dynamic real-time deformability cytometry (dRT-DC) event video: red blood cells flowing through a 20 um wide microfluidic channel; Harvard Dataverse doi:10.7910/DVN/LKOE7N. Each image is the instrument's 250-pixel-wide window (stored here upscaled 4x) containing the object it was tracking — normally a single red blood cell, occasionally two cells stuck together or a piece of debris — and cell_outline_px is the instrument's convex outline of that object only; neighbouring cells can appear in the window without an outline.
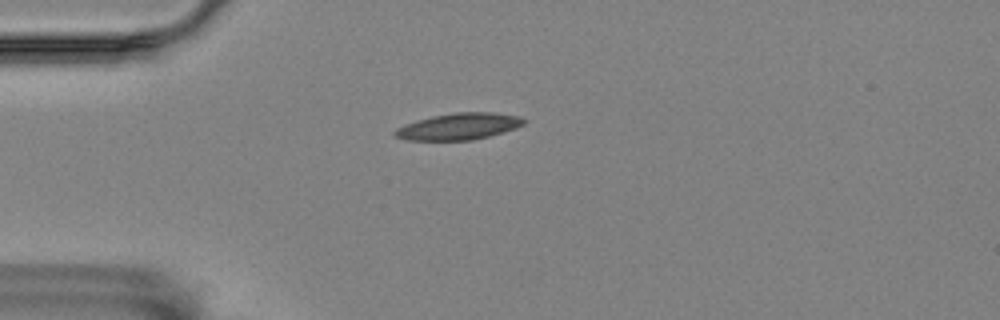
{"species": "Egyptian fruit bat (a non-hibernating species)", "species_latin": "Rousettus aegyptiacus", "temperature_condition": "room temperature", "stored_images_in_passage": 43, "camera_frame_rate_fps": 3000, "um_per_image_px": 0.085, "animal": {"sex": "female"}, "frame": {"image": 1, "passage_image": 1, "time_ms": 0.0, "image_size_px": [1000, 320], "cell_outline_px": [[528, 120], [524, 124], [516, 128], [488, 136], [472, 140], [404, 140], [396, 136], [392, 132], [396, 128], [404, 124], [416, 120], [432, 116], [456, 112], [492, 112], [520, 116]], "centroid_in_image_um": [38.99, 10.74], "position_along_channel_um": 46.0, "area_um2": 20.06}}
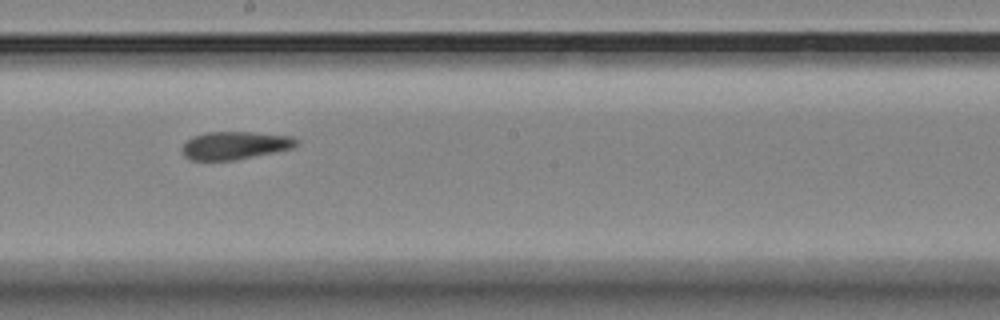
{"frame": {"image": 2, "passage_image": 18, "time_ms": 5.667, "image_size_px": [1000, 320], "cell_outline_px": [[300, 144], [292, 148], [276, 152], [236, 160], [192, 160], [184, 156], [180, 152], [180, 148], [192, 136], [204, 132], [252, 132], [292, 136], [300, 140]], "centroid_in_image_um": [19.98, 12.36], "position_along_channel_um": 228.2, "area_um2": 18.9}}
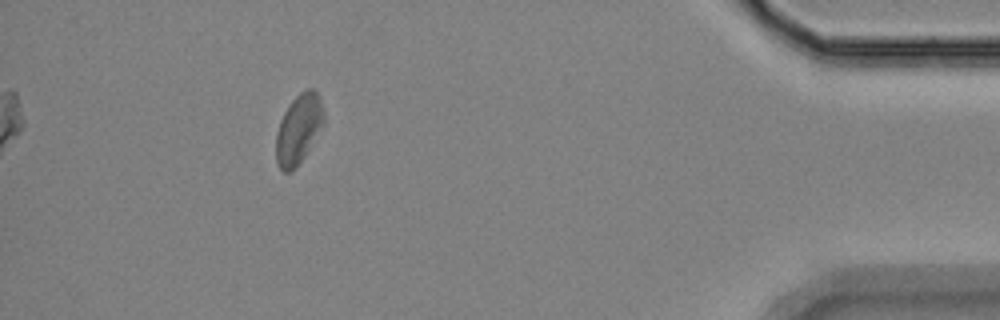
{"frame": {"image": 3, "passage_image": 38, "time_ms": 12.333, "image_size_px": [1000, 320], "cell_outline_px": [[324, 124], [304, 156], [296, 168], [292, 172], [284, 172], [280, 168], [276, 160], [276, 132], [280, 120], [288, 104], [304, 88], [316, 88], [320, 96], [324, 112]], "centroid_in_image_um": [25.39, 10.93], "position_along_channel_um": 409.8, "area_um2": 19.59}, "authors_computed_cell_mechanics": {"area_um2": 19.2474, "velocity_mm_per_s": 3.5021, "shape_relaxation_time_tau1_ms": null, "shape_relaxation_time_tau2_ms": 3.889, "deformation_change_tau1": null, "deformation_change_tau2": 0.1179}}